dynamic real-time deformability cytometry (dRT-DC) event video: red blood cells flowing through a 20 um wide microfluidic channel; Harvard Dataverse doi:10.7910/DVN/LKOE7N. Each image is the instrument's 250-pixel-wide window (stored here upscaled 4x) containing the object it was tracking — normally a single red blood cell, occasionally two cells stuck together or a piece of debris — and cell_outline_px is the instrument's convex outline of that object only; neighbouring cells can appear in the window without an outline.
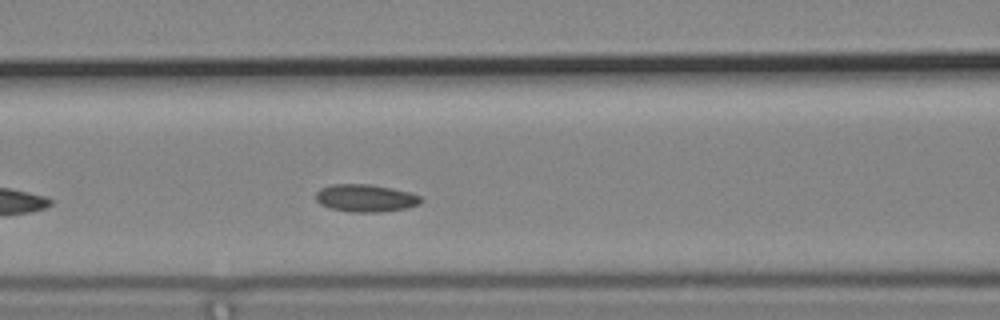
{"species": "common noctule bat (a hibernating species)", "species_latin": "Nyctalus noctula", "temperature_condition": "cold", "stored_images_in_passage": 13, "camera_frame_rate_fps": 3000, "um_per_image_px": 0.085, "animal": {"sex": "male", "body_mass_g": 19.2, "forearm_length_mm": 51.8}, "frame": {"image": 1, "passage_image": 10, "time_ms": 3.0, "image_size_px": [1000, 320], "cell_outline_px": [[424, 200], [420, 204], [404, 208], [380, 212], [352, 212], [328, 208], [320, 204], [316, 200], [316, 192], [320, 188], [332, 184], [368, 184], [392, 188], [408, 192], [420, 196]], "centroid_in_image_um": [31.05, 16.84], "position_along_channel_um": 135.6, "area_um2": 16.88}}